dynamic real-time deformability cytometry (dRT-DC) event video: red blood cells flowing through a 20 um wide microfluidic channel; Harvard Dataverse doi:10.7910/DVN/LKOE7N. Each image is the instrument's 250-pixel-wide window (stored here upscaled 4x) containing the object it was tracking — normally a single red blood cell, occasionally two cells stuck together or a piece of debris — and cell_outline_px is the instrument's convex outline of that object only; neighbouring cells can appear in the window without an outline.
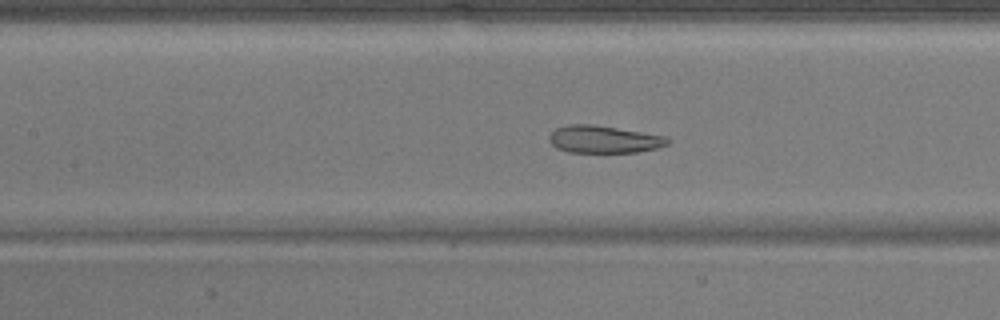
{"species": "common noctule bat (a hibernating species)", "species_latin": "Nyctalus noctula", "temperature_condition": "warm", "stored_images_in_passage": 52, "camera_frame_rate_fps": 3000, "um_per_image_px": 0.085, "animal": {"sex": "male", "body_mass_g": 17.9}, "frame": {"image": 1, "passage_image": 23, "time_ms": 7.333, "image_size_px": [1000, 320], "cell_outline_px": [[672, 140], [668, 144], [660, 148], [636, 152], [568, 152], [556, 148], [548, 140], [548, 136], [556, 128], [568, 124], [592, 124], [668, 136]], "centroid_in_image_um": [51.36, 11.84], "position_along_channel_um": 156.0, "area_um2": 19.13}}